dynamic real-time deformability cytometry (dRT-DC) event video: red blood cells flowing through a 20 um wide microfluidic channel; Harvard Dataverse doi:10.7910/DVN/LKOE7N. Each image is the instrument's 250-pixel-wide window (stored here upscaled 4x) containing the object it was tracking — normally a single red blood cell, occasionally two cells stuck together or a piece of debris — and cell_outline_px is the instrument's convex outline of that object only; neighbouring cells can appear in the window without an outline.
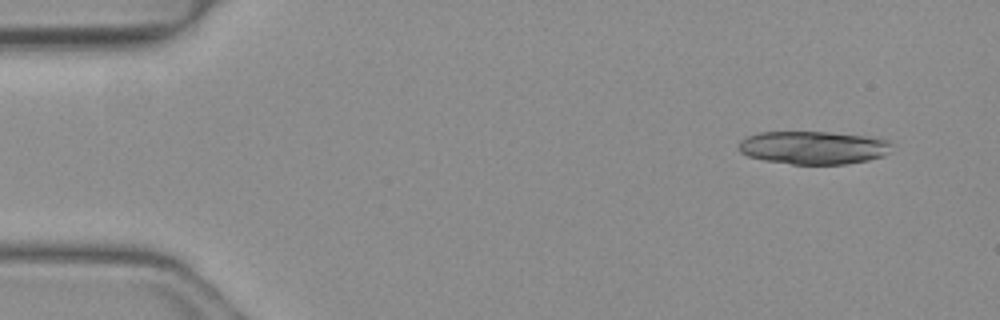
{"species": "common noctule bat (a hibernating species)", "species_latin": "Nyctalus noctula", "temperature_condition": "warm", "stored_images_in_passage": 22, "segment_of_instrument_passage": [1, 2], "camera_frame_rate_fps": 3000, "um_per_image_px": 0.085, "animal": {"sex": "female", "body_mass_g": 19.3, "forearm_length_mm": 54.1}, "frame": {"image": 1, "passage_image": 1, "time_ms": 0.0, "image_size_px": [1000, 320], "cell_outline_px": [[892, 144], [884, 156], [868, 160], [844, 164], [792, 164], [764, 160], [748, 156], [740, 152], [740, 140], [748, 136], [760, 132], [828, 132], [880, 136], [888, 140]], "centroid_in_image_um": [69.19, 12.53], "position_along_channel_um": 15.8, "area_um2": 29.71}}